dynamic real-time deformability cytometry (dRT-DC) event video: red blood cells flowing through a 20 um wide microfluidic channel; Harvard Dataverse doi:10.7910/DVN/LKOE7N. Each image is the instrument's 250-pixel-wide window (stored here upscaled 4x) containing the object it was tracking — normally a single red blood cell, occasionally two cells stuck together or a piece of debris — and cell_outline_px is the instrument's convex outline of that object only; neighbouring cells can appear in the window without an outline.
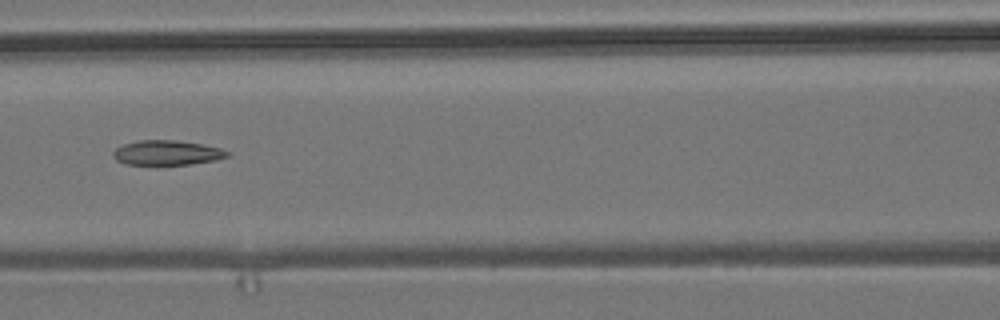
{"species": "common noctule bat (a hibernating species)", "species_latin": "Nyctalus noctula", "temperature_condition": "room temperature", "stored_images_in_passage": 6, "camera_frame_rate_fps": 3000, "um_per_image_px": 0.085, "animal": {"sex": "male", "body_mass_g": 19.2, "forearm_length_mm": 51.8}, "frame": {"image": 1, "passage_image": 6, "time_ms": 1.667, "image_size_px": [1000, 320], "cell_outline_px": [[232, 152], [228, 156], [216, 160], [192, 164], [124, 164], [116, 160], [112, 156], [112, 152], [116, 148], [124, 144], [140, 140], [176, 140], [204, 144], [220, 148]], "centroid_in_image_um": [14.21, 12.98], "position_along_channel_um": 152.4, "area_um2": 16.53}}